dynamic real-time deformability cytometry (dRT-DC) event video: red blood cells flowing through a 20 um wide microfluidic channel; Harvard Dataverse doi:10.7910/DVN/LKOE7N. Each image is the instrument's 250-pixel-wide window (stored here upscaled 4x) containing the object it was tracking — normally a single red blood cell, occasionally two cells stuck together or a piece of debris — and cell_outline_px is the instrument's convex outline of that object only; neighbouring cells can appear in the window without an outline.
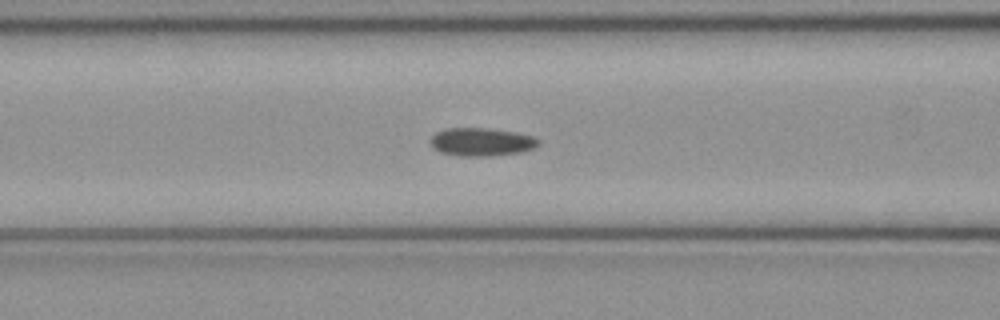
{"species": "common noctule bat (a hibernating species)", "species_latin": "Nyctalus noctula", "temperature_condition": "cold", "stored_images_in_passage": 48, "camera_frame_rate_fps": 3000, "um_per_image_px": 0.085, "animal": {"sex": "female", "body_mass_g": 21.9}, "frame": {"image": 1, "passage_image": 17, "time_ms": 5.333, "image_size_px": [1000, 320], "cell_outline_px": [[540, 144], [536, 148], [520, 152], [488, 156], [460, 156], [440, 152], [432, 148], [432, 136], [436, 132], [448, 128], [484, 128], [516, 132], [532, 136], [540, 140]], "centroid_in_image_um": [40.95, 12.07], "position_along_channel_um": 125.6, "area_um2": 17.69}}
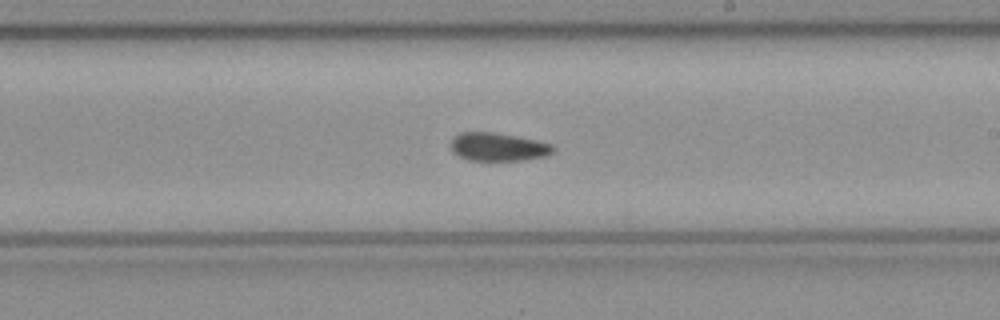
{"frame": {"image": 2, "passage_image": 26, "time_ms": 8.333, "image_size_px": [1000, 320], "cell_outline_px": [[556, 148], [548, 156], [520, 160], [468, 160], [452, 152], [452, 140], [460, 132], [492, 132], [516, 136], [536, 140], [552, 144]], "centroid_in_image_um": [42.37, 12.49], "position_along_channel_um": 246.6, "area_um2": 16.7}}
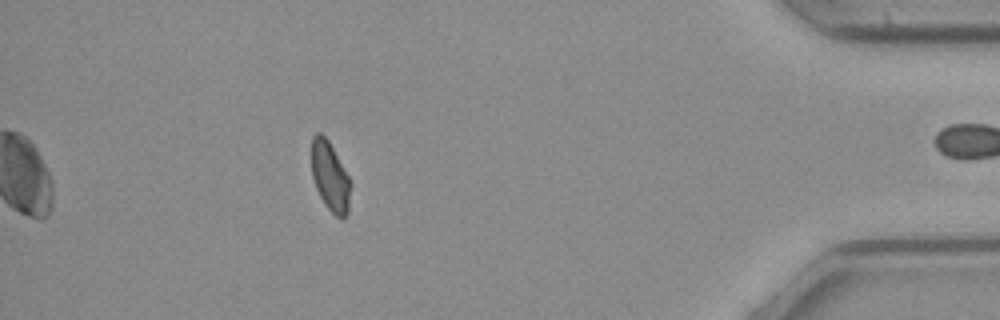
{"frame": {"image": 3, "passage_image": 42, "time_ms": 13.667, "image_size_px": [1000, 320], "cell_outline_px": [[352, 184], [348, 212], [344, 220], [340, 220], [324, 204], [316, 188], [312, 176], [312, 136], [316, 132], [320, 132], [328, 140], [348, 176]], "centroid_in_image_um": [28.07, 15.05], "position_along_channel_um": 407.1, "area_um2": 15.84}, "authors_computed_cell_mechanics": {"area_um2": 17.2244, "velocity_mm_per_s": 4.0243, "shape_relaxation_time_tau1_ms": null, "shape_relaxation_time_tau2_ms": 3.4276, "deformation_change_tau1": null, "deformation_change_tau2": 0.0787}}